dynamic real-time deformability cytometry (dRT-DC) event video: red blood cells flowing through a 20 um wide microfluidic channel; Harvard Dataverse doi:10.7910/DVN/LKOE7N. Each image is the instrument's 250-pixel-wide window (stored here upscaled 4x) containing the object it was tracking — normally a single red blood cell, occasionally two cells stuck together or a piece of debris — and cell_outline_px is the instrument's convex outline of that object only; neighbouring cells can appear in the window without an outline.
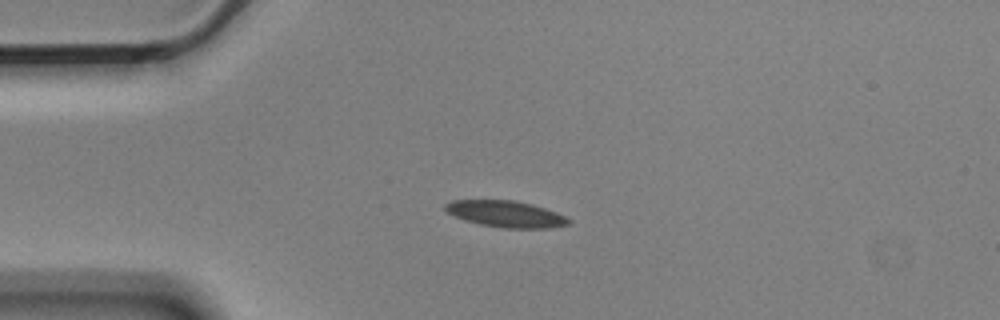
{"species": "Egyptian fruit bat (a non-hibernating species)", "species_latin": "Rousettus aegyptiacus", "temperature_condition": "cold", "stored_images_in_passage": 2, "camera_frame_rate_fps": 3000, "um_per_image_px": 0.085, "animal": {"sex": "male"}, "frame": {"image": 1, "passage_image": 1, "time_ms": 0.0, "image_size_px": [1000, 320], "cell_outline_px": [[572, 220], [568, 224], [548, 228], [504, 228], [480, 224], [464, 220], [448, 212], [444, 208], [444, 204], [452, 200], [516, 200], [532, 204], [556, 212]], "centroid_in_image_um": [42.99, 18.18], "position_along_channel_um": 42.0, "area_um2": 18.9}}